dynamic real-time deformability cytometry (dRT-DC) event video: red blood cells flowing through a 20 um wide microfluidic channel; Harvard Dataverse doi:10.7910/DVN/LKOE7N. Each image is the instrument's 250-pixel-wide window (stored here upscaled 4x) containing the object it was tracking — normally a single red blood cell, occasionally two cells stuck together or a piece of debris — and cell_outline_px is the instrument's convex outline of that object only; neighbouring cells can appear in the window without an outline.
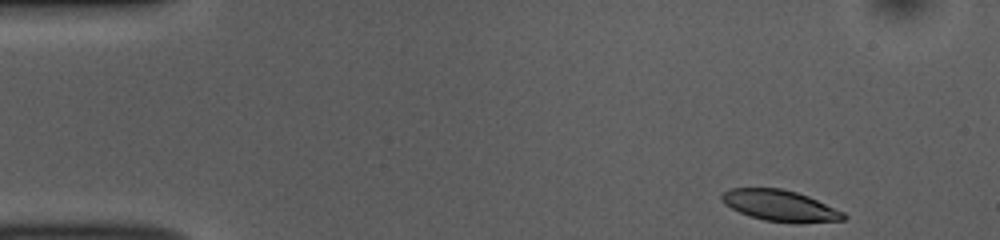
{"species": "common noctule bat (a hibernating species)", "species_latin": "Nyctalus noctula", "temperature_condition": "room temperature", "stored_images_in_passage": 47, "camera_frame_rate_fps": 3000, "um_per_image_px": 0.085, "animal": {"sex": "female", "body_mass_g": 10.0, "forearm_length_mm": 53.1}, "frame": {"image": 1, "passage_image": 1, "time_ms": 0.0, "image_size_px": [1000, 240], "cell_outline_px": [[848, 216], [844, 220], [800, 224], [796, 224], [764, 220], [740, 212], [724, 204], [720, 200], [720, 196], [728, 188], [780, 188], [796, 192], [808, 196], [844, 212]], "centroid_in_image_um": [66.33, 17.49], "position_along_channel_um": 18.7, "area_um2": 22.25}}
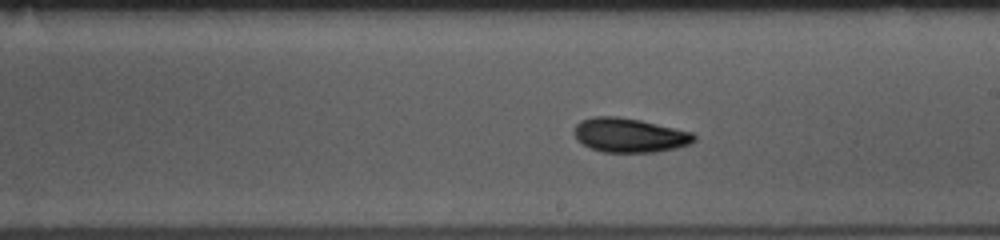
{"frame": {"image": 2, "passage_image": 25, "time_ms": 8.0, "image_size_px": [1000, 240], "cell_outline_px": [[696, 140], [692, 144], [676, 148], [656, 152], [604, 152], [592, 148], [576, 140], [572, 132], [576, 124], [580, 120], [596, 116], [616, 116], [640, 120], [692, 132], [696, 136]], "centroid_in_image_um": [53.5, 11.49], "position_along_channel_um": 235.5, "area_um2": 24.04}}
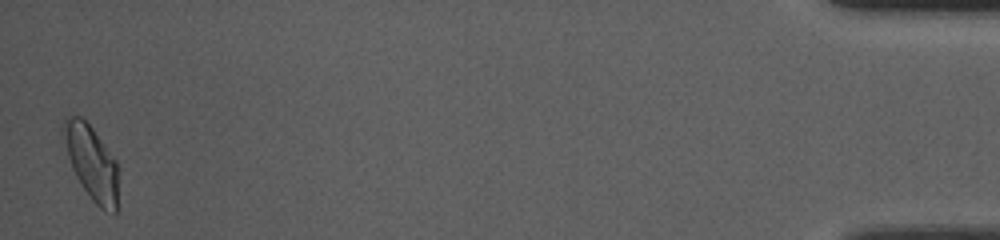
{"frame": {"image": 3, "passage_image": 47, "time_ms": 15.333, "image_size_px": [1000, 240], "cell_outline_px": [[116, 212], [104, 212], [92, 200], [76, 176], [72, 168], [68, 156], [64, 132], [64, 116], [80, 116], [92, 128], [116, 160]], "centroid_in_image_um": [7.78, 13.82], "position_along_channel_um": 427.4, "area_um2": 22.83}, "authors_computed_cell_mechanics": {"area_um2": 22.831, "velocity_mm_per_s": 3.8274, "shape_relaxation_time_tau1_ms": 3.6451, "shape_relaxation_time_tau2_ms": 6.3285, "deformation_change_tau1": 0.1314, "deformation_change_tau2": 0.1258}}